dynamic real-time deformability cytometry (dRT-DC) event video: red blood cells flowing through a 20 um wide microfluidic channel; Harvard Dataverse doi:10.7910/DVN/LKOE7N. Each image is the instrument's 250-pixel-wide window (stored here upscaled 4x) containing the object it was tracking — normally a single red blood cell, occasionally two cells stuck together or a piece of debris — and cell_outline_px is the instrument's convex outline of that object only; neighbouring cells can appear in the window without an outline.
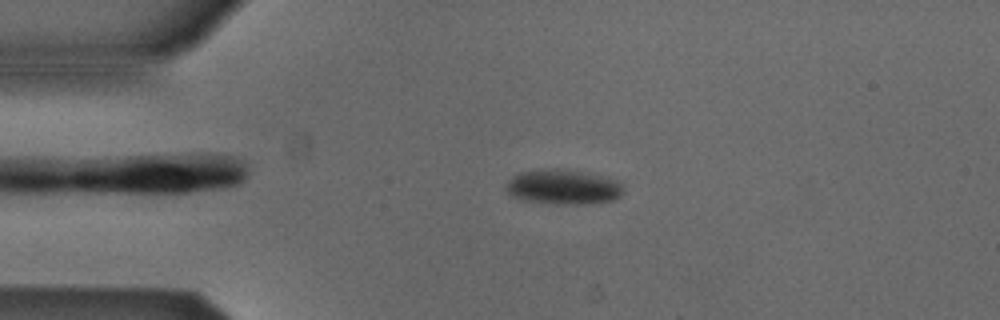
{"species": "Egyptian fruit bat (a non-hibernating species)", "species_latin": "Rousettus aegyptiacus", "temperature_condition": "cold", "stored_images_in_passage": 48, "camera_frame_rate_fps": 3000, "um_per_image_px": 0.085, "animal": {"sex": "male"}, "frame": {"image": 1, "passage_image": 7, "time_ms": 2.0, "image_size_px": [1000, 320], "cell_outline_px": [[620, 196], [612, 200], [576, 204], [524, 200], [512, 196], [504, 188], [508, 180], [512, 176], [520, 172], [552, 168], [564, 168], [580, 172], [608, 180], [620, 184]], "centroid_in_image_um": [47.72, 15.88], "position_along_channel_um": 37.3, "area_um2": 22.72}}
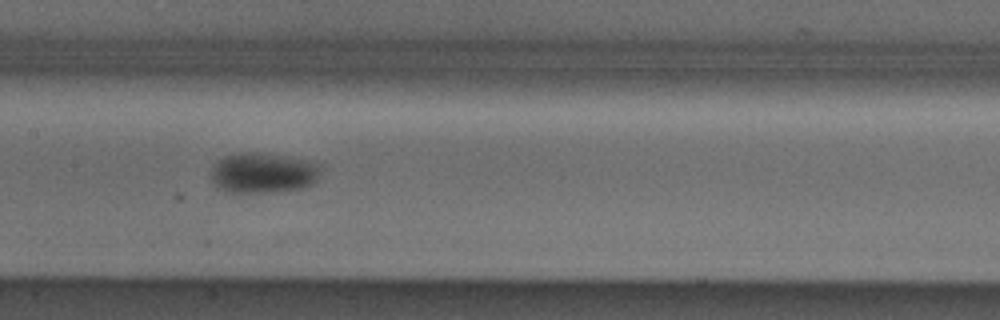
{"frame": {"image": 2, "passage_image": 21, "time_ms": 6.667, "image_size_px": [1000, 320], "cell_outline_px": [[320, 164], [316, 180], [312, 184], [300, 188], [272, 192], [228, 192], [216, 188], [212, 184], [212, 168], [216, 160], [224, 156], [248, 152], [256, 152], [300, 160]], "centroid_in_image_um": [22.27, 14.72], "position_along_channel_um": 185.1, "area_um2": 25.32}}
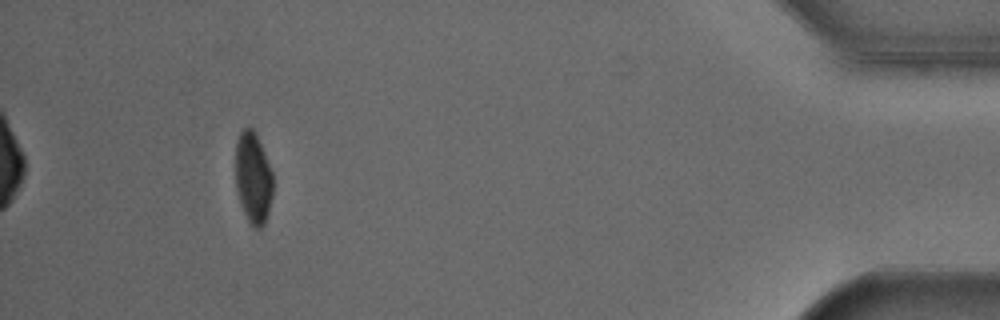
{"frame": {"image": 3, "passage_image": 44, "time_ms": 14.333, "image_size_px": [1000, 320], "cell_outline_px": [[272, 196], [268, 212], [264, 224], [260, 228], [256, 228], [248, 220], [240, 204], [236, 188], [236, 144], [240, 132], [244, 128], [252, 128], [260, 144], [272, 172]], "centroid_in_image_um": [21.51, 15.14], "position_along_channel_um": 413.7, "area_um2": 19.48}, "authors_computed_cell_mechanics": {"area_um2": 22.7443, "velocity_mm_per_s": 3.8777, "shape_relaxation_time_tau1_ms": 2.5109, "shape_relaxation_time_tau2_ms": null, "deformation_change_tau1": 0.0856, "deformation_change_tau2": null}}